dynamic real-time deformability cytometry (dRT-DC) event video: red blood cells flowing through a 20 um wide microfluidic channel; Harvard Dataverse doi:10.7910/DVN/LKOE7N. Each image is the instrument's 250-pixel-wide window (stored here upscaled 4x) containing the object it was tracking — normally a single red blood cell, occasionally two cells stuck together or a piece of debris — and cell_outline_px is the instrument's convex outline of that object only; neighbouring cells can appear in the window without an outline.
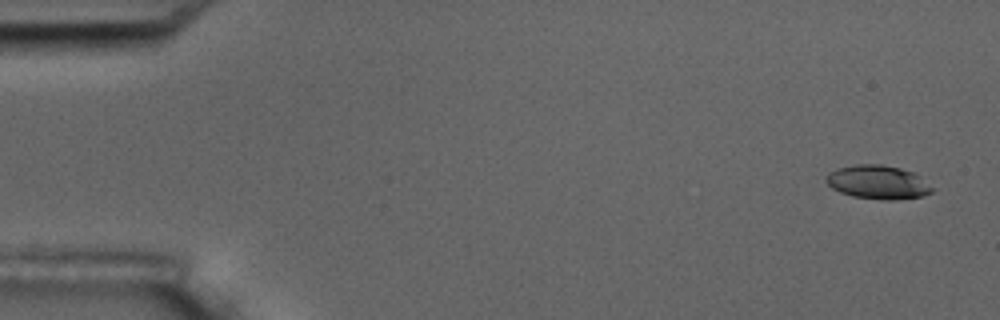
{"species": "common noctule bat (a hibernating species)", "species_latin": "Nyctalus noctula", "temperature_condition": "room temperature", "stored_images_in_passage": 5, "camera_frame_rate_fps": 3000, "um_per_image_px": 0.085, "animal": {"sex": "male", "body_mass_g": 17.5, "forearm_length_mm": 52.3}, "frame": {"image": 1, "passage_image": 1, "time_ms": 0.0, "image_size_px": [1000, 320], "cell_outline_px": [[936, 188], [932, 192], [924, 196], [896, 200], [880, 200], [852, 196], [840, 192], [832, 188], [824, 180], [824, 176], [828, 172], [836, 168], [852, 164], [880, 164], [900, 168], [912, 172], [920, 176]], "centroid_in_image_um": [74.62, 15.49], "position_along_channel_um": 10.4, "area_um2": 21.33}}
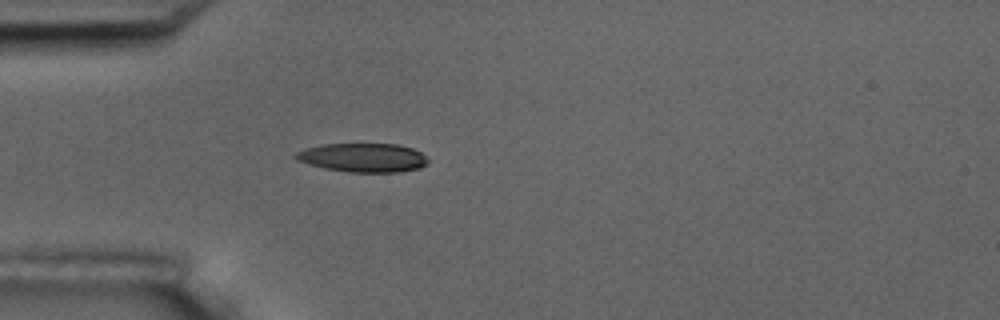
{"frame": {"image": 2, "passage_image": 5, "time_ms": 4.667, "image_size_px": [1000, 320], "cell_outline_px": [[428, 164], [420, 168], [400, 172], [348, 172], [324, 168], [308, 164], [296, 160], [292, 156], [296, 152], [304, 148], [320, 144], [396, 144], [412, 148], [420, 152], [428, 160]], "centroid_in_image_um": [30.82, 13.4], "position_along_channel_um": 54.2, "area_um2": 22.43}}